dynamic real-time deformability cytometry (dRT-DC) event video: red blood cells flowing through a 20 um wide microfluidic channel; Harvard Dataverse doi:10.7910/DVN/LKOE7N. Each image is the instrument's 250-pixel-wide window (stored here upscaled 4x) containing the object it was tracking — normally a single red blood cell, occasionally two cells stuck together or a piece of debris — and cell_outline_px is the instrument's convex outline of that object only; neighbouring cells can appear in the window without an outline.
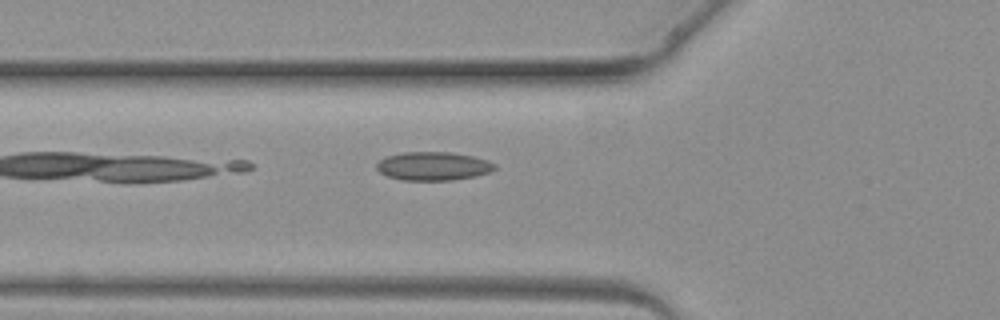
{"species": "common noctule bat (a hibernating species)", "species_latin": "Nyctalus noctula", "temperature_condition": "warm", "stored_images_in_passage": 2, "camera_frame_rate_fps": 3000, "um_per_image_px": 0.085, "animal": {"sex": "female", "body_mass_g": 19.3, "forearm_length_mm": 54.1}, "frame": {"image": 1, "passage_image": 2, "time_ms": 1.0, "image_size_px": [1000, 320], "cell_outline_px": [[496, 168], [488, 172], [476, 176], [452, 180], [400, 180], [388, 176], [380, 172], [376, 168], [376, 164], [380, 160], [388, 156], [404, 152], [448, 152], [472, 156], [488, 160], [496, 164]], "centroid_in_image_um": [36.83, 14.12], "position_along_channel_um": 89.0, "area_um2": 19.54}}